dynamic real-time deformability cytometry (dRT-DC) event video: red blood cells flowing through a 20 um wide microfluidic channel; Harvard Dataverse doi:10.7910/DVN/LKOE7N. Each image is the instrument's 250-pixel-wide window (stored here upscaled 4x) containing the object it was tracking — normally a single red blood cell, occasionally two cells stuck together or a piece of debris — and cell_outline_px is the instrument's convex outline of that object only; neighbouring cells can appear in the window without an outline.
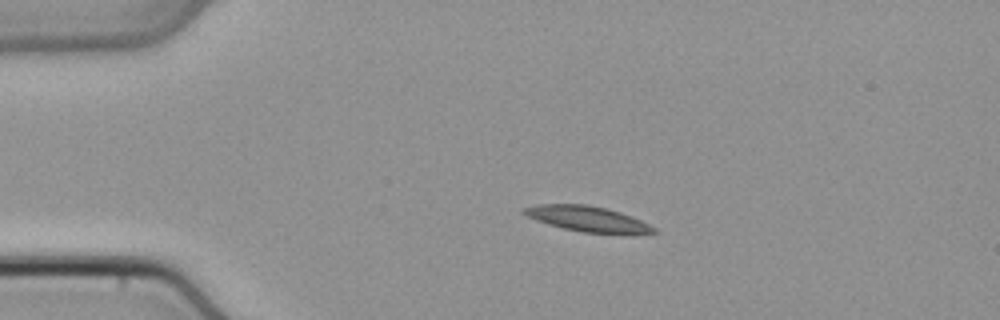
{"species": "common noctule bat (a hibernating species)", "species_latin": "Nyctalus noctula", "temperature_condition": "cold", "stored_images_in_passage": 50, "camera_frame_rate_fps": 3000, "um_per_image_px": 0.085, "animal": {"sex": "male", "body_mass_g": 21.5, "forearm_length_mm": 52.0}, "frame": {"image": 1, "passage_image": 11, "time_ms": 3.333, "image_size_px": [1000, 320], "cell_outline_px": [[656, 232], [580, 232], [548, 224], [536, 220], [520, 212], [520, 208], [536, 204], [588, 204], [620, 212], [640, 220], [656, 228]], "centroid_in_image_um": [49.8, 18.56], "position_along_channel_um": 35.2, "area_um2": 18.67}}
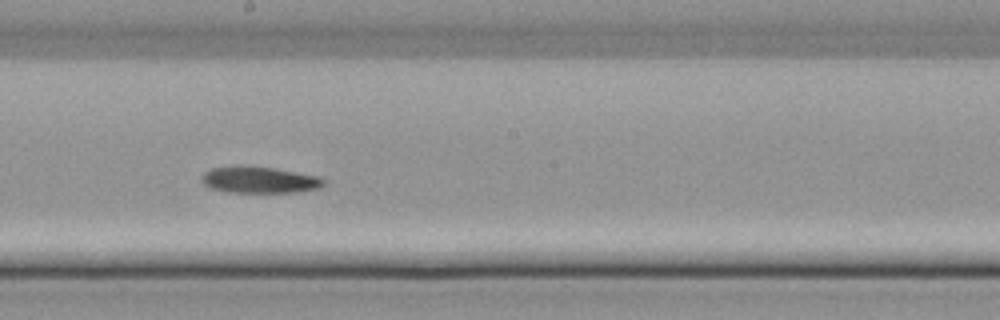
{"frame": {"image": 2, "passage_image": 28, "time_ms": 9.0, "image_size_px": [1000, 320], "cell_outline_px": [[324, 184], [320, 188], [300, 192], [228, 192], [212, 188], [204, 184], [200, 180], [200, 176], [204, 172], [212, 168], [244, 164], [272, 168], [316, 176], [324, 180]], "centroid_in_image_um": [21.99, 15.28], "position_along_channel_um": 226.2, "area_um2": 18.9}}
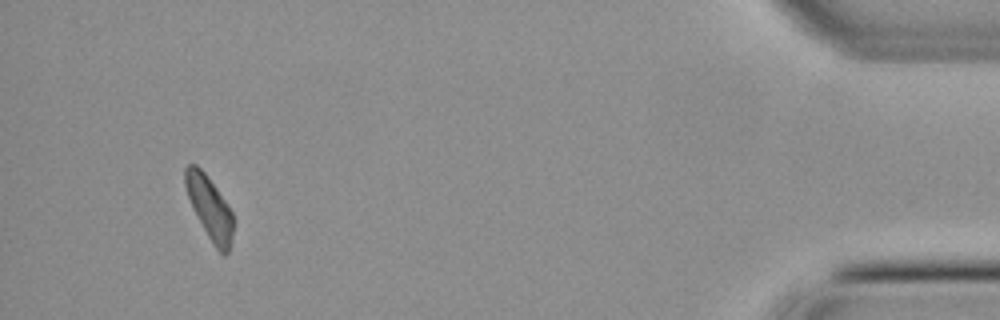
{"frame": {"image": 3, "passage_image": 47, "time_ms": 15.333, "image_size_px": [1000, 320], "cell_outline_px": [[232, 240], [228, 252], [224, 256], [212, 244], [188, 196], [184, 184], [184, 168], [188, 164], [196, 164], [204, 172], [216, 188], [232, 212]], "centroid_in_image_um": [17.81, 17.65], "position_along_channel_um": 417.4, "area_um2": 17.05}}